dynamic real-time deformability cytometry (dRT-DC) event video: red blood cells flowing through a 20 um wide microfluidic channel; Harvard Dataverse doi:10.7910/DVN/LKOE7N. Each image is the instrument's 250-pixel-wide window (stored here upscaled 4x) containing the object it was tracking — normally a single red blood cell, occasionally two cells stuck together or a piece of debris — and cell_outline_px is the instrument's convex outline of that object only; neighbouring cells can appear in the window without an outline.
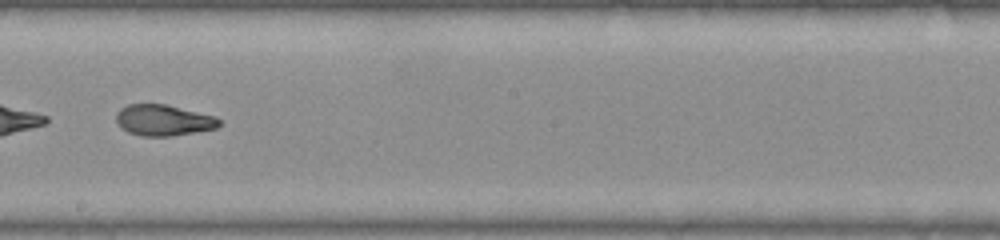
{"species": "common noctule bat (a hibernating species)", "species_latin": "Nyctalus noctula", "temperature_condition": "warm", "stored_images_in_passage": 49, "camera_frame_rate_fps": 3000, "um_per_image_px": 0.085, "animal": {"sex": "female", "body_mass_g": 22.0, "forearm_length_mm": 56.7}, "frame": {"image": 1, "passage_image": 28, "time_ms": 9.0, "image_size_px": [1000, 240], "cell_outline_px": [[220, 124], [216, 128], [196, 132], [172, 136], [140, 136], [128, 132], [120, 128], [116, 124], [116, 112], [120, 108], [128, 104], [164, 104], [212, 116], [220, 120]], "centroid_in_image_um": [13.81, 10.23], "position_along_channel_um": 234.4, "area_um2": 18.55}, "authors_computed_cell_mechanics": {"area_um2": 19.652, "velocity_mm_per_s": 3.9886, "shape_relaxation_time_tau1_ms": null, "shape_relaxation_time_tau2_ms": 1.2349, "deformation_change_tau1": null, "deformation_change_tau2": 0.0777}}